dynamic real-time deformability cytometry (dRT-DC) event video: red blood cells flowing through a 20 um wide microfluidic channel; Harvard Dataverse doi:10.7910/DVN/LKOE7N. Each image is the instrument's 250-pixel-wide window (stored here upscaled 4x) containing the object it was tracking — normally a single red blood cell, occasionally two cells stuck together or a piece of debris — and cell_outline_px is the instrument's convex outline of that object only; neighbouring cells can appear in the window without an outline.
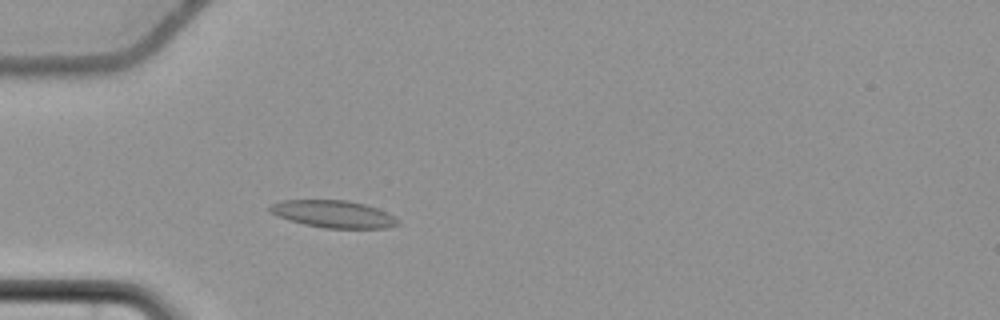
{"species": "common noctule bat (a hibernating species)", "species_latin": "Nyctalus noctula", "temperature_condition": "cold", "stored_images_in_passage": 51, "camera_frame_rate_fps": 3000, "um_per_image_px": 0.085, "animal": {"sex": "female", "body_mass_g": 22.7, "forearm_length_mm": 54.2}, "frame": {"image": 1, "passage_image": 12, "time_ms": 3.667, "image_size_px": [1000, 320], "cell_outline_px": [[400, 224], [384, 228], [324, 228], [304, 224], [288, 220], [276, 216], [268, 212], [268, 208], [272, 204], [280, 200], [348, 200], [364, 204], [388, 212], [400, 220]], "centroid_in_image_um": [28.32, 18.19], "position_along_channel_um": 56.7, "area_um2": 20.52}}
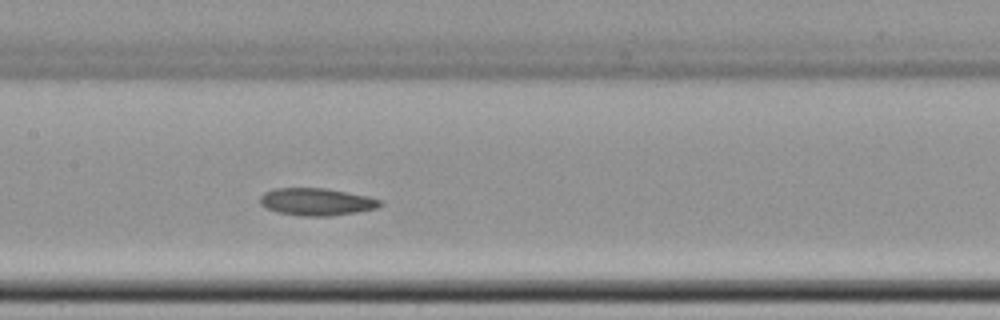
{"frame": {"image": 2, "passage_image": 23, "time_ms": 7.333, "image_size_px": [1000, 320], "cell_outline_px": [[384, 204], [376, 208], [356, 212], [328, 216], [300, 216], [276, 212], [260, 204], [260, 196], [264, 192], [272, 188], [324, 188], [368, 196], [380, 200]], "centroid_in_image_um": [26.88, 17.15], "position_along_channel_um": 180.5, "area_um2": 19.13}}
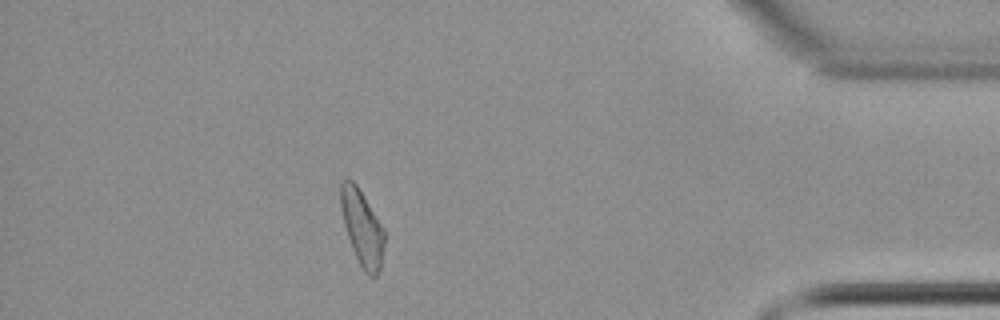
{"frame": {"image": 3, "passage_image": 45, "time_ms": 14.667, "image_size_px": [1000, 320], "cell_outline_px": [[384, 244], [380, 268], [376, 276], [368, 276], [364, 272], [352, 248], [344, 224], [340, 208], [340, 184], [348, 176], [356, 184], [384, 228]], "centroid_in_image_um": [30.77, 19.34], "position_along_channel_um": 404.4, "area_um2": 19.07}}